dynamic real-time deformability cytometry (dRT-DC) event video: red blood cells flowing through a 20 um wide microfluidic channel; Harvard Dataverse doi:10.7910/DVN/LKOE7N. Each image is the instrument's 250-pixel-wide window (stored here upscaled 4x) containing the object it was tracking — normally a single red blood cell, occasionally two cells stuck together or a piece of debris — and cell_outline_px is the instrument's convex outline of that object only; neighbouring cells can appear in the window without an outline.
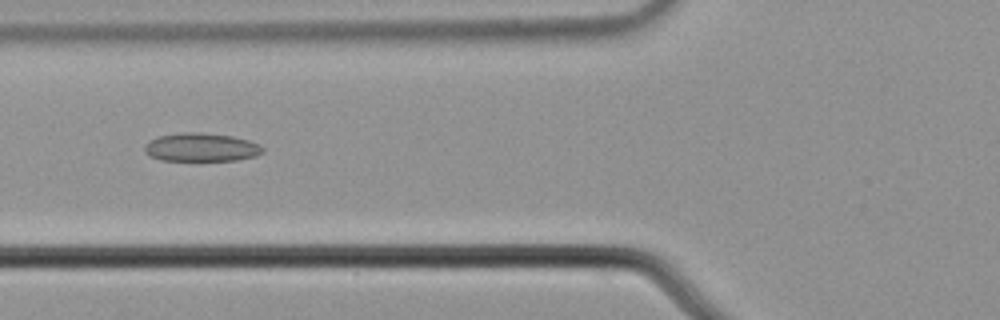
{"species": "common noctule bat (a hibernating species)", "species_latin": "Nyctalus noctula", "temperature_condition": "cold", "stored_images_in_passage": 3, "camera_frame_rate_fps": 3000, "um_per_image_px": 0.085, "animal": {"sex": "male", "body_mass_g": 21.5, "forearm_length_mm": 52.0}, "frame": {"image": 1, "passage_image": 2, "time_ms": 0.333, "image_size_px": [1000, 320], "cell_outline_px": [[264, 152], [256, 156], [236, 160], [160, 160], [144, 152], [144, 148], [148, 140], [156, 136], [180, 132], [200, 132], [232, 136], [248, 140], [260, 144], [264, 148]], "centroid_in_image_um": [17.1, 12.51], "position_along_channel_um": 108.7, "area_um2": 19.71}}
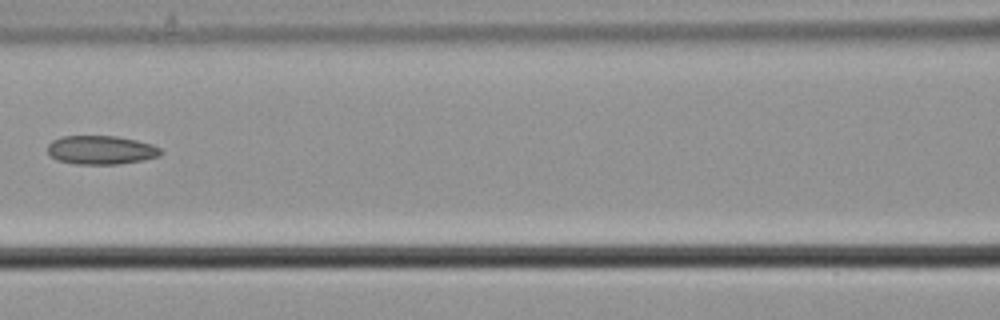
{"frame": {"image": 2, "passage_image": 3, "time_ms": 0.667, "image_size_px": [1000, 320], "cell_outline_px": [[164, 152], [160, 156], [140, 160], [116, 164], [76, 164], [56, 160], [48, 152], [48, 144], [52, 140], [64, 136], [116, 136], [136, 140], [152, 144], [160, 148]], "centroid_in_image_um": [8.59, 12.74], "position_along_channel_um": 158.0, "area_um2": 18.9}}